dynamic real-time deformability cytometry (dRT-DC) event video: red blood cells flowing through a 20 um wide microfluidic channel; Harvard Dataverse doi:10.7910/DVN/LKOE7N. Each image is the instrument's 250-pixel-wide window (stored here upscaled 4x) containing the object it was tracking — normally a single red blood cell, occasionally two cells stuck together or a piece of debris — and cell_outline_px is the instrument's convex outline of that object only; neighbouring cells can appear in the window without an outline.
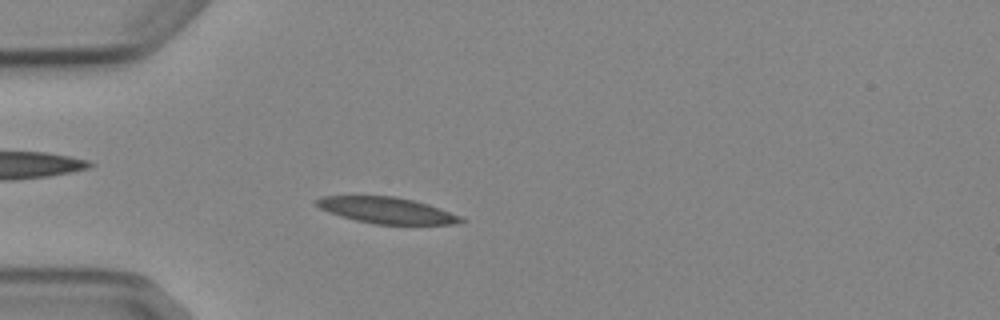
{"species": "Egyptian fruit bat (a non-hibernating species)", "species_latin": "Rousettus aegyptiacus", "temperature_condition": "cold", "stored_images_in_passage": 5, "camera_frame_rate_fps": 3000, "um_per_image_px": 0.085, "animal": {"sex": "female"}, "frame": {"image": 1, "passage_image": 4, "time_ms": 3.667, "image_size_px": [1000, 320], "cell_outline_px": [[468, 220], [456, 224], [376, 224], [356, 220], [340, 216], [328, 212], [320, 208], [316, 204], [316, 200], [320, 196], [392, 196], [412, 200], [428, 204], [460, 216]], "centroid_in_image_um": [32.87, 17.88], "position_along_channel_um": 52.1, "area_um2": 21.85}}